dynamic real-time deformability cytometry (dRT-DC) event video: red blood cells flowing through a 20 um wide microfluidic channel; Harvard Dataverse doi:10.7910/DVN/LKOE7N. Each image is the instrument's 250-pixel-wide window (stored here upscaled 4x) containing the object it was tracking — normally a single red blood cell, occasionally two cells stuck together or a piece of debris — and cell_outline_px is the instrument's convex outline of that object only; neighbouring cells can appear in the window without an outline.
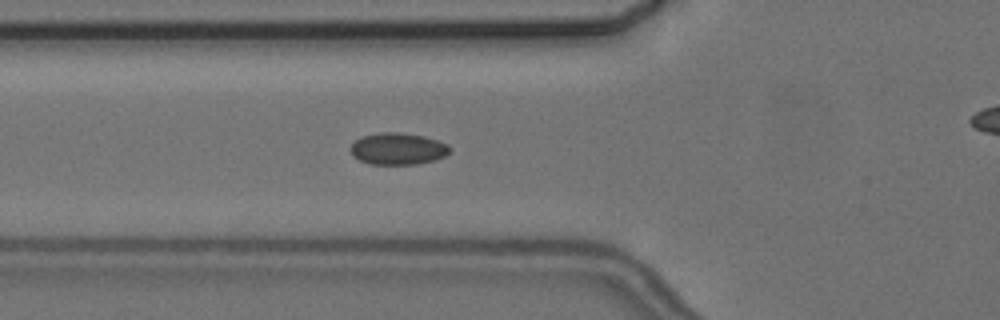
{"species": "common noctule bat (a hibernating species)", "species_latin": "Nyctalus noctula", "temperature_condition": "cold", "stored_images_in_passage": 5, "segment_of_instrument_passage": [1, 2], "camera_frame_rate_fps": 3000, "um_per_image_px": 0.085, "animal": {"sex": "female", "body_mass_g": 24.6, "forearm_length_mm": 56.2}, "frame": {"image": 1, "passage_image": 4, "time_ms": 4.667, "image_size_px": [1000, 320], "cell_outline_px": [[452, 148], [444, 156], [432, 160], [416, 164], [368, 164], [352, 156], [352, 144], [356, 140], [364, 136], [380, 132], [396, 132], [424, 136], [448, 144]], "centroid_in_image_um": [33.82, 12.64], "position_along_channel_um": 92.0, "area_um2": 18.15}}